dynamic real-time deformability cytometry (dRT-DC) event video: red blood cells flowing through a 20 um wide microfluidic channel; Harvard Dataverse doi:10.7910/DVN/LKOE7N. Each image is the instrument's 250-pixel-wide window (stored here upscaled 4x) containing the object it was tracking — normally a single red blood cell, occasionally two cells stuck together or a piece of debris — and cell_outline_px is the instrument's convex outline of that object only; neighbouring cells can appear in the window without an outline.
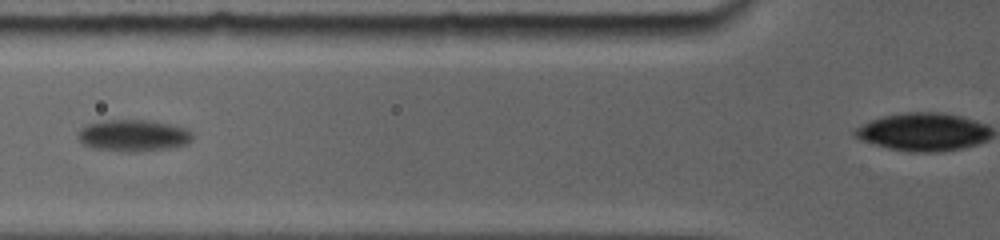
{"species": "common noctule bat (a hibernating species)", "species_latin": "Nyctalus noctula", "temperature_condition": "room temperature", "stored_images_in_passage": 29, "camera_frame_rate_fps": 5000, "um_per_image_px": 0.085, "animal": {"sex": "female", "body_mass_g": 19.0, "forearm_length_mm": 56.7}, "frame": {"image": 1, "passage_image": 5, "time_ms": 2.4, "image_size_px": [1000, 240], "cell_outline_px": [[192, 136], [188, 140], [180, 144], [156, 148], [128, 152], [100, 148], [84, 144], [80, 140], [80, 132], [88, 124], [108, 120], [144, 120], [164, 124], [180, 128], [188, 132]], "centroid_in_image_um": [11.22, 11.5], "position_along_channel_um": 114.6, "area_um2": 19.36}}